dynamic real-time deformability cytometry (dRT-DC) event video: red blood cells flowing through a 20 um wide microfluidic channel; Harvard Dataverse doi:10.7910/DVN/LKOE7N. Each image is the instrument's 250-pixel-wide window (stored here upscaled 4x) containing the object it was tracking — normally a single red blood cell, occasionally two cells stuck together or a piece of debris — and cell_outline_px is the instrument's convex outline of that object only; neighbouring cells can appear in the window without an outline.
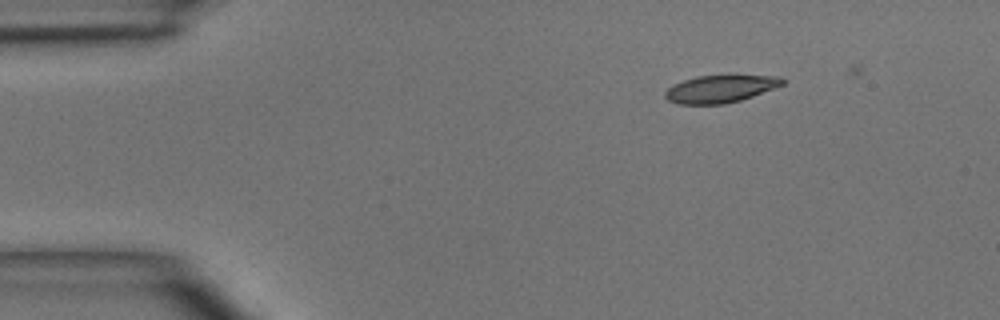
{"species": "common noctule bat (a hibernating species)", "species_latin": "Nyctalus noctula", "temperature_condition": "room temperature", "stored_images_in_passage": 3, "segment_of_instrument_passage": [1, 2], "camera_frame_rate_fps": 3000, "um_per_image_px": 0.085, "animal": {"sex": "male", "body_mass_g": 15.6}, "frame": {"image": 1, "passage_image": 1, "time_ms": 0.0, "image_size_px": [1000, 320], "cell_outline_px": [[784, 84], [752, 96], [740, 100], [724, 104], [676, 104], [668, 100], [664, 96], [664, 92], [672, 84], [696, 76], [780, 76], [784, 80]], "centroid_in_image_um": [61.17, 7.56], "position_along_channel_um": 23.8, "area_um2": 18.55}}